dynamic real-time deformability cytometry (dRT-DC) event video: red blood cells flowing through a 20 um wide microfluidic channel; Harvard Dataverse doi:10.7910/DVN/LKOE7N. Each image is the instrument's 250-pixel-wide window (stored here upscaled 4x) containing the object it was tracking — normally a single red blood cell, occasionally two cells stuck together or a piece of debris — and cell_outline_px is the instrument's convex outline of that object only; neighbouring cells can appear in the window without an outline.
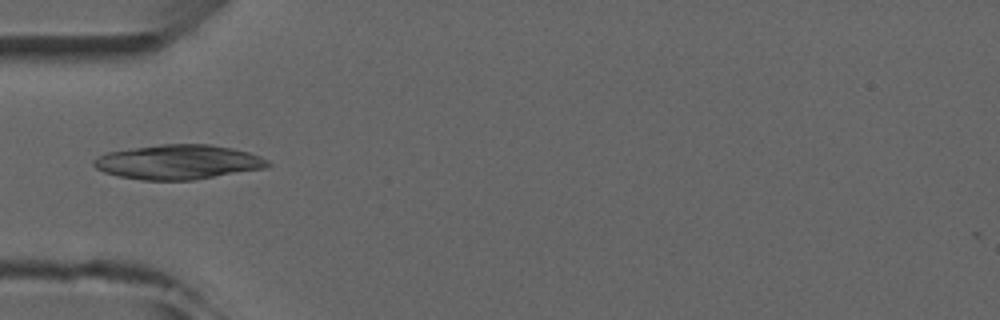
{"species": "common noctule bat (a hibernating species)", "species_latin": "Nyctalus noctula", "temperature_condition": "room temperature", "stored_images_in_passage": 2, "camera_frame_rate_fps": 3000, "um_per_image_px": 0.085, "animal": {"sex": "male", "forearm_length_mm": 52.5}, "frame": {"image": 1, "passage_image": 1, "time_ms": 0.0, "image_size_px": [1000, 320], "cell_outline_px": [[272, 164], [264, 168], [192, 180], [140, 180], [120, 176], [104, 172], [96, 168], [92, 164], [92, 160], [108, 152], [160, 144], [208, 144], [232, 148], [248, 152], [260, 156], [268, 160]], "centroid_in_image_um": [15.15, 13.77], "position_along_channel_um": 69.9, "area_um2": 34.8}}
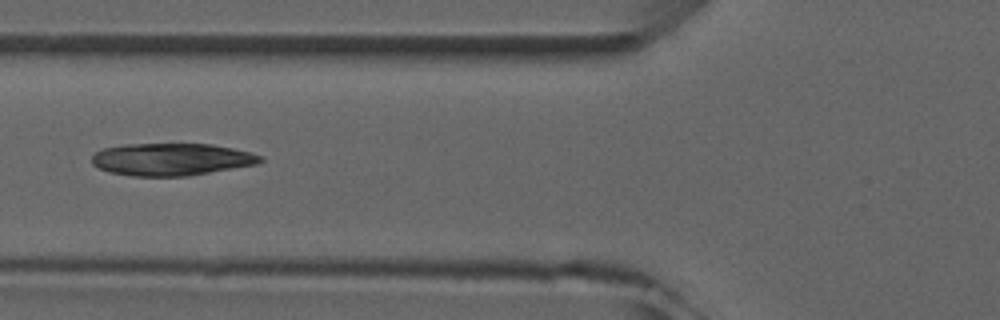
{"frame": {"image": 2, "passage_image": 2, "time_ms": 1.0, "image_size_px": [1000, 320], "cell_outline_px": [[264, 160], [256, 164], [188, 176], [132, 176], [108, 172], [92, 164], [92, 156], [96, 152], [104, 148], [120, 144], [212, 144], [252, 152], [264, 156]], "centroid_in_image_um": [14.58, 13.54], "position_along_channel_um": 111.2, "area_um2": 31.85}}